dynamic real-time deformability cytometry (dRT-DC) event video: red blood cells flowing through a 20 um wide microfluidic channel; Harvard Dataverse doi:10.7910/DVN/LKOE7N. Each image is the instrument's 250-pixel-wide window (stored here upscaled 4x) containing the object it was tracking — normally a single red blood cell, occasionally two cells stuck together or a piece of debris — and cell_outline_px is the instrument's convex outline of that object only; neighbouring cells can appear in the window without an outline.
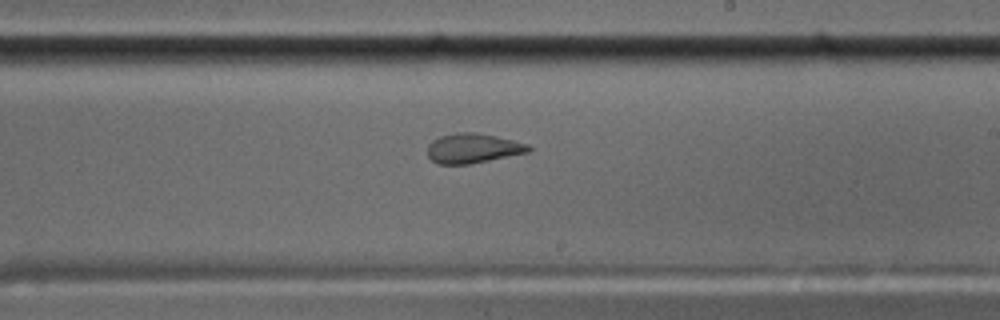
{"species": "common noctule bat (a hibernating species)", "species_latin": "Nyctalus noctula", "temperature_condition": "cold", "stored_images_in_passage": 57, "camera_frame_rate_fps": 3000, "um_per_image_px": 0.085, "animal": {"sex": "male", "body_mass_g": 17.5, "forearm_length_mm": 52.3}, "frame": {"image": 1, "passage_image": 34, "time_ms": 11.0, "image_size_px": [1000, 320], "cell_outline_px": [[532, 148], [528, 152], [472, 164], [436, 164], [428, 156], [428, 144], [432, 140], [440, 136], [456, 132], [476, 132], [496, 136], [528, 144]], "centroid_in_image_um": [40.17, 12.6], "position_along_channel_um": 248.8, "area_um2": 17.57}}
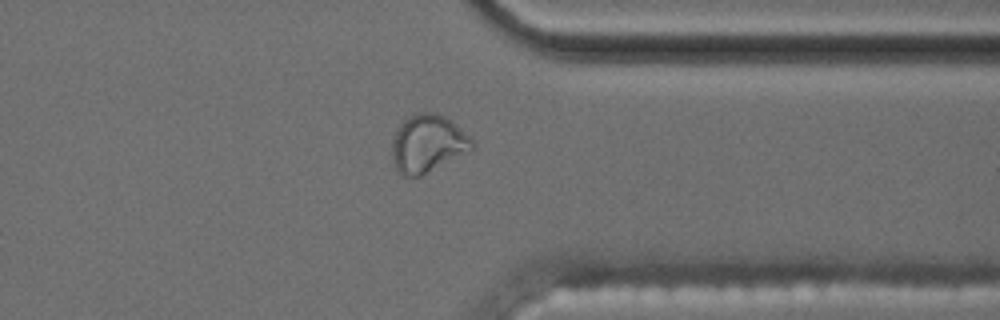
{"frame": {"image": 2, "passage_image": 45, "time_ms": 14.667, "image_size_px": [1000, 320], "cell_outline_px": [[476, 148], [420, 176], [404, 176], [396, 168], [392, 156], [392, 140], [400, 124], [408, 116], [420, 112], [432, 112], [444, 116], [456, 124], [476, 140]], "centroid_in_image_um": [36.4, 12.19], "position_along_channel_um": 375.0, "area_um2": 26.99}}
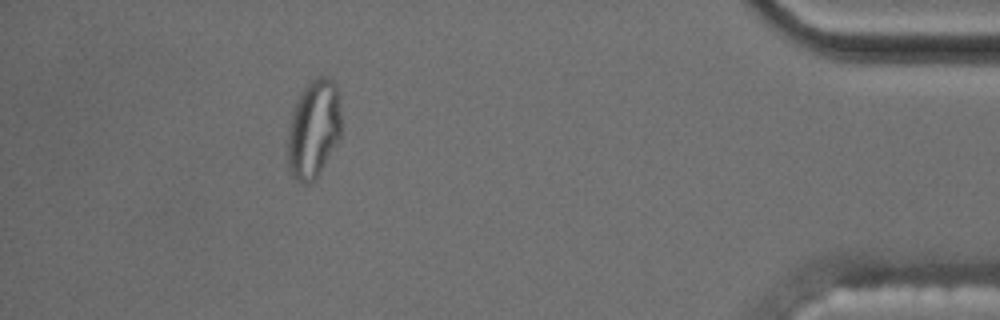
{"frame": {"image": 3, "passage_image": 52, "time_ms": 17.0, "image_size_px": [1000, 320], "cell_outline_px": [[340, 136], [316, 180], [308, 184], [304, 184], [296, 180], [288, 172], [288, 132], [292, 112], [296, 100], [300, 92], [312, 80], [320, 76], [328, 76], [336, 84], [340, 108]], "centroid_in_image_um": [26.64, 10.99], "position_along_channel_um": 408.6, "area_um2": 30.81}}